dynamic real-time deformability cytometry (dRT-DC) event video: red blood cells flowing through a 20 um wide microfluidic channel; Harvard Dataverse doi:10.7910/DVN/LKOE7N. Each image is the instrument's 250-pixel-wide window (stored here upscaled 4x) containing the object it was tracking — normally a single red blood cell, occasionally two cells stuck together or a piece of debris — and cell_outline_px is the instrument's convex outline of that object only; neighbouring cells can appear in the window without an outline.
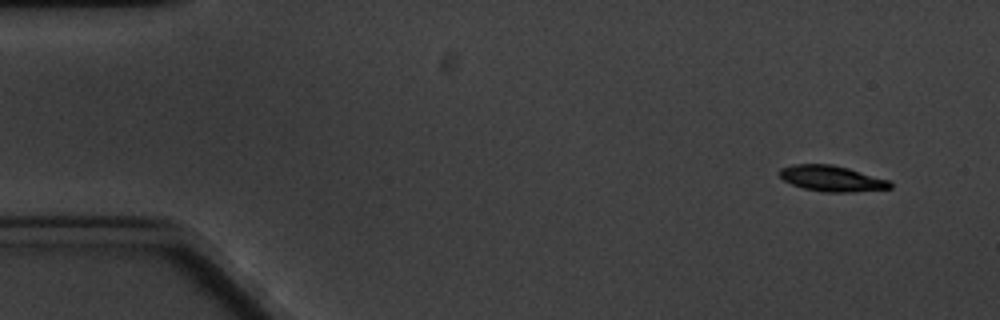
{"species": "common noctule bat (a hibernating species)", "species_latin": "Nyctalus noctula", "temperature_condition": "cold", "stored_images_in_passage": 5, "camera_frame_rate_fps": 3000, "um_per_image_px": 0.085, "animal": {"sex": "male", "body_mass_g": 20.1, "forearm_length_mm": 53.5}, "frame": {"image": 1, "passage_image": 1, "time_ms": 0.0, "image_size_px": [1000, 320], "cell_outline_px": [[892, 188], [852, 192], [824, 192], [804, 188], [792, 184], [784, 180], [780, 176], [780, 168], [792, 164], [832, 164], [848, 168], [888, 180], [892, 184]], "centroid_in_image_um": [70.69, 15.17], "position_along_channel_um": 14.3, "area_um2": 16.47}}
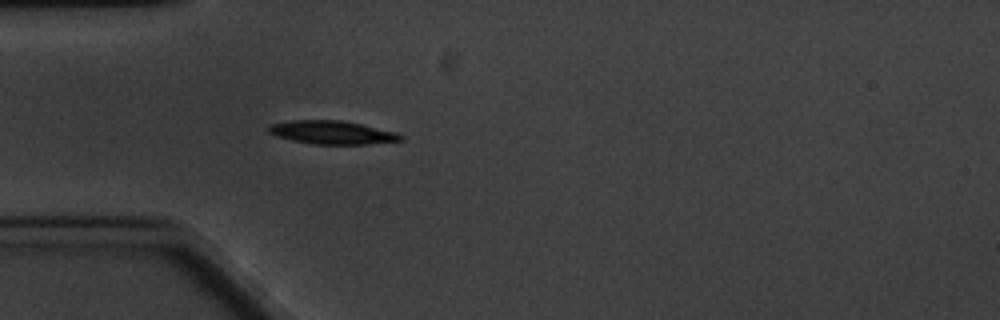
{"frame": {"image": 2, "passage_image": 5, "time_ms": 4.333, "image_size_px": [1000, 320], "cell_outline_px": [[404, 140], [364, 144], [312, 144], [292, 140], [276, 136], [268, 132], [268, 128], [272, 124], [292, 120], [340, 120], [360, 124], [396, 132], [404, 136]], "centroid_in_image_um": [28.23, 11.26], "position_along_channel_um": 56.8, "area_um2": 17.8}}